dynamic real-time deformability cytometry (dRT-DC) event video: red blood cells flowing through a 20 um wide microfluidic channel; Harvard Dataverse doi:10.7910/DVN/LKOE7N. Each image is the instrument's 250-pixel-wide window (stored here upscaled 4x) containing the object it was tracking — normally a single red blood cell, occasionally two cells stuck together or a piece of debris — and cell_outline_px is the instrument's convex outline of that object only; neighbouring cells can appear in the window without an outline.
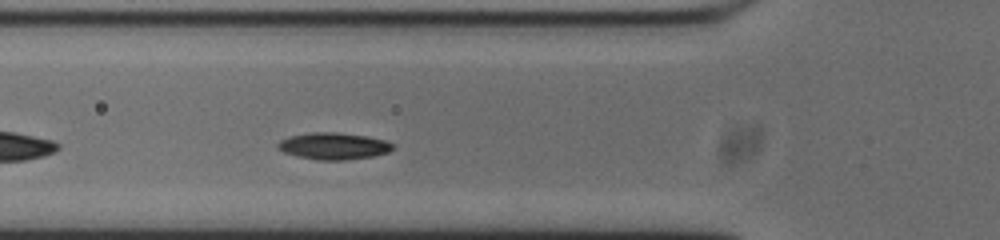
{"species": "common noctule bat (a hibernating species)", "species_latin": "Nyctalus noctula", "temperature_condition": "cold", "stored_images_in_passage": 30, "camera_frame_rate_fps": 3000, "um_per_image_px": 0.085, "animal": {"sex": "male", "body_mass_g": 20.0, "forearm_length_mm": 53.3}, "frame": {"image": 1, "passage_image": 7, "time_ms": 2.0, "image_size_px": [1000, 240], "cell_outline_px": [[396, 148], [388, 152], [372, 156], [344, 160], [320, 160], [296, 156], [284, 152], [276, 148], [276, 144], [280, 140], [292, 136], [312, 132], [336, 132], [368, 136], [384, 140], [396, 144]], "centroid_in_image_um": [28.38, 12.41], "position_along_channel_um": 97.4, "area_um2": 18.03}}
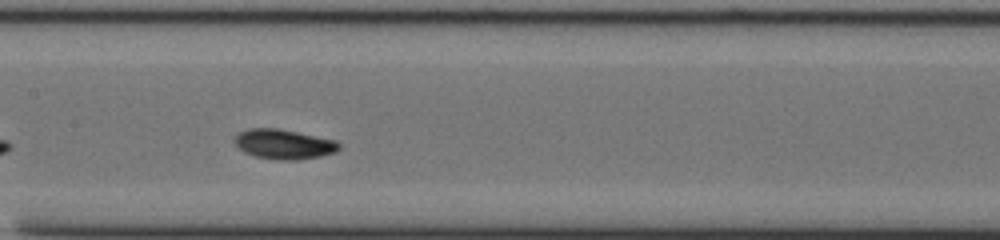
{"frame": {"image": 2, "passage_image": 14, "time_ms": 4.333, "image_size_px": [1000, 240], "cell_outline_px": [[340, 148], [336, 152], [320, 156], [300, 160], [280, 160], [256, 156], [244, 152], [232, 140], [240, 132], [248, 128], [276, 128], [336, 140], [340, 144]], "centroid_in_image_um": [24.13, 12.26], "position_along_channel_um": 183.3, "area_um2": 18.03}}
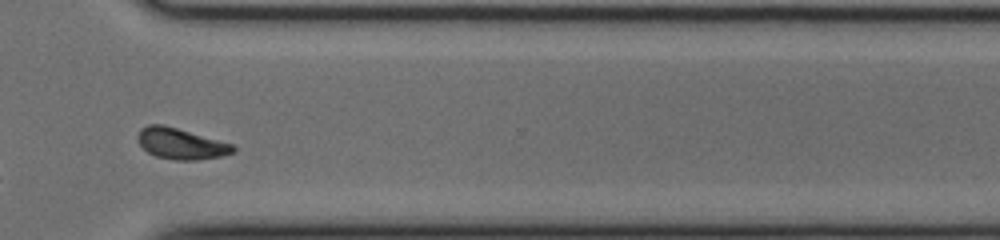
{"frame": {"image": 3, "passage_image": 28, "time_ms": 9.0, "image_size_px": [1000, 240], "cell_outline_px": [[236, 152], [224, 156], [200, 160], [176, 160], [156, 156], [148, 152], [140, 144], [136, 136], [140, 128], [148, 124], [160, 124], [176, 128], [232, 144], [236, 148]], "centroid_in_image_um": [15.38, 12.22], "position_along_channel_um": 355.2, "area_um2": 17.17}, "authors_computed_cell_mechanics": {"area_um2": 17.1666, "velocity_mm_per_s": 3.6803, "shape_relaxation_time_tau1_ms": 2.4639, "shape_relaxation_time_tau2_ms": 6.2702, "deformation_change_tau1": 0.0923, "deformation_change_tau2": 0.1078}}